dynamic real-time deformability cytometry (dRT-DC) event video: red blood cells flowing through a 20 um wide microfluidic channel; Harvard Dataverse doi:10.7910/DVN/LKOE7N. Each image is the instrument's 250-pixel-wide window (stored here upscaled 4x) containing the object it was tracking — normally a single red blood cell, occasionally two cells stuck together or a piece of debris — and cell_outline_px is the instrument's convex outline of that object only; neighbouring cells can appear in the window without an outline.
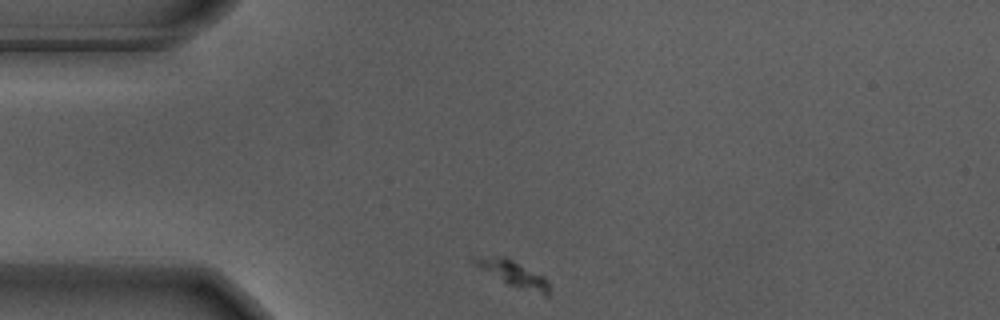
{"species": "Egyptian fruit bat (a non-hibernating species)", "species_latin": "Rousettus aegyptiacus", "temperature_condition": "warm", "stored_images_in_passage": 47, "camera_frame_rate_fps": 3000, "um_per_image_px": 0.085, "animal": {"sex": "male"}, "frame": {"image": 1, "passage_image": 1, "time_ms": 0.0, "image_size_px": [1000, 320], "cell_outline_px": [[548, 296], [544, 296], [508, 284], [480, 268], [472, 260], [472, 256], [504, 256], [544, 276], [548, 280]], "centroid_in_image_um": [43.64, 23.26], "position_along_channel_um": 41.4, "area_um2": 10.98}}
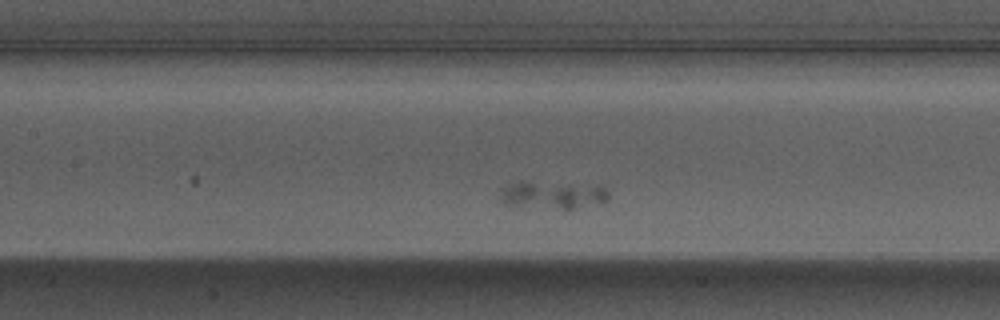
{"frame": {"image": 2, "passage_image": 14, "time_ms": 4.333, "image_size_px": [1000, 320], "cell_outline_px": [[608, 200], [564, 212], [500, 204], [500, 200], [504, 188], [508, 184], [520, 180], [604, 184], [608, 192]], "centroid_in_image_um": [47.02, 16.58], "position_along_channel_um": 160.4, "area_um2": 19.02}}
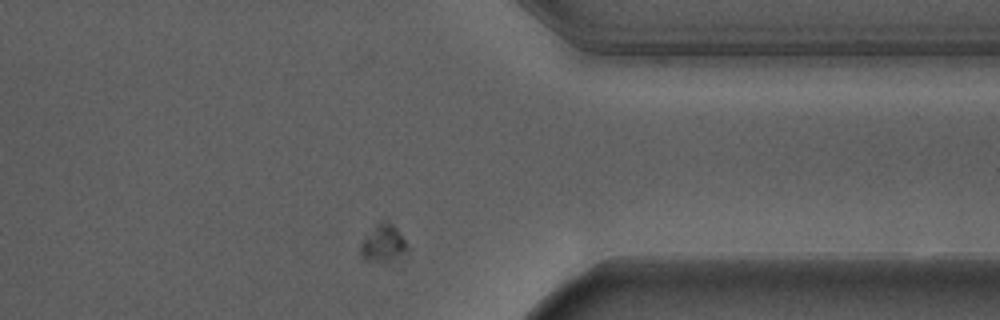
{"frame": {"image": 3, "passage_image": 34, "time_ms": 11.0, "image_size_px": [1000, 320], "cell_outline_px": [[408, 248], [404, 252], [388, 264], [384, 264], [364, 260], [360, 256], [360, 244], [364, 236], [380, 220], [388, 220], [396, 228], [408, 244]], "centroid_in_image_um": [32.53, 20.71], "position_along_channel_um": 378.9, "area_um2": 10.58}}